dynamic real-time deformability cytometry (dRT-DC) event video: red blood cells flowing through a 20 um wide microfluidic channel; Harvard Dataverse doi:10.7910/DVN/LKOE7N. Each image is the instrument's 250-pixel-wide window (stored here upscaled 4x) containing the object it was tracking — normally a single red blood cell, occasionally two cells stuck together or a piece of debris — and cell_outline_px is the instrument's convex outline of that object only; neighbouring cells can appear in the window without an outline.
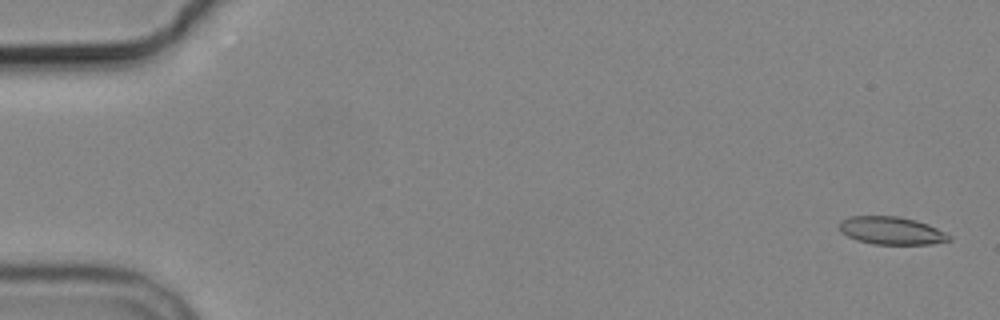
{"species": "common noctule bat (a hibernating species)", "species_latin": "Nyctalus noctula", "temperature_condition": "cold", "stored_images_in_passage": 6, "camera_frame_rate_fps": 3000, "um_per_image_px": 0.085, "animal": {"sex": "male", "body_mass_g": 19.2, "forearm_length_mm": 51.8}, "frame": {"image": 1, "passage_image": 1, "time_ms": 0.0, "image_size_px": [1000, 320], "cell_outline_px": [[952, 240], [932, 244], [872, 244], [856, 240], [840, 232], [840, 220], [852, 216], [896, 216], [916, 220], [928, 224], [952, 236]], "centroid_in_image_um": [75.78, 19.61], "position_along_channel_um": 9.2, "area_um2": 17.8}}
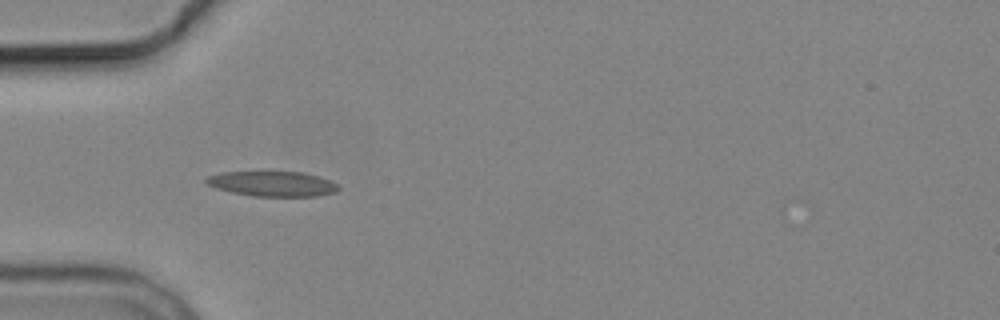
{"frame": {"image": 2, "passage_image": 5, "time_ms": 5.333, "image_size_px": [1000, 320], "cell_outline_px": [[340, 188], [336, 192], [316, 196], [252, 196], [232, 192], [216, 188], [208, 184], [204, 180], [208, 176], [220, 172], [260, 168], [268, 168], [300, 172], [320, 176], [336, 184]], "centroid_in_image_um": [23.09, 15.55], "position_along_channel_um": 61.9, "area_um2": 20.46}}
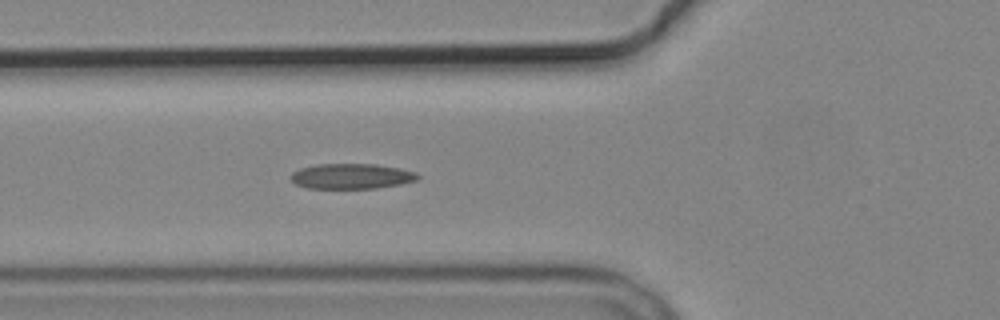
{"frame": {"image": 3, "passage_image": 6, "time_ms": 6.333, "image_size_px": [1000, 320], "cell_outline_px": [[420, 176], [416, 180], [400, 184], [376, 188], [308, 188], [296, 184], [288, 176], [292, 172], [300, 168], [316, 164], [376, 164], [400, 168], [416, 172]], "centroid_in_image_um": [29.86, 14.97], "position_along_channel_um": 95.9, "area_um2": 18.73}}